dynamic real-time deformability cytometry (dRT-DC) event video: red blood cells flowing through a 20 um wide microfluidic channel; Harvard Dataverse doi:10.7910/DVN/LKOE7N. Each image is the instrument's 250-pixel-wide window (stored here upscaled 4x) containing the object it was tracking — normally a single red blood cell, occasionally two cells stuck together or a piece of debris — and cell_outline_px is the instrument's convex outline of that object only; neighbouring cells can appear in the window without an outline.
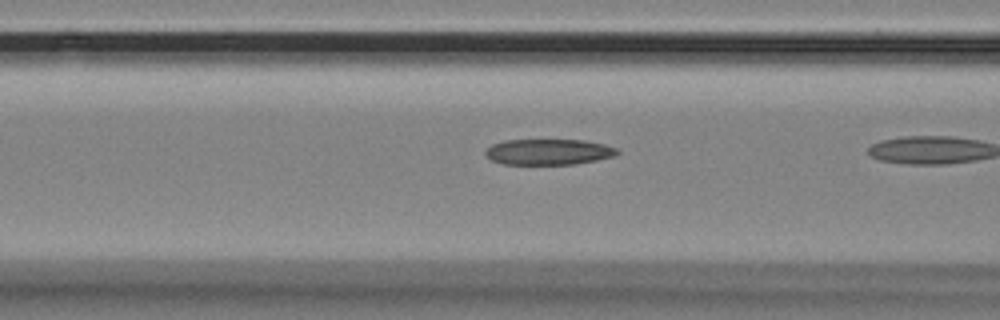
{"species": "Egyptian fruit bat (a non-hibernating species)", "species_latin": "Rousettus aegyptiacus", "temperature_condition": "room temperature", "stored_images_in_passage": 8, "camera_frame_rate_fps": 3000, "um_per_image_px": 0.085, "animal": {"sex": "female"}, "frame": {"image": 1, "passage_image": 7, "time_ms": 2.0, "image_size_px": [1000, 320], "cell_outline_px": [[620, 152], [616, 156], [576, 164], [504, 164], [492, 160], [484, 152], [492, 144], [504, 140], [584, 140], [604, 144], [616, 148]], "centroid_in_image_um": [46.66, 12.91], "position_along_channel_um": 119.9, "area_um2": 19.77}}